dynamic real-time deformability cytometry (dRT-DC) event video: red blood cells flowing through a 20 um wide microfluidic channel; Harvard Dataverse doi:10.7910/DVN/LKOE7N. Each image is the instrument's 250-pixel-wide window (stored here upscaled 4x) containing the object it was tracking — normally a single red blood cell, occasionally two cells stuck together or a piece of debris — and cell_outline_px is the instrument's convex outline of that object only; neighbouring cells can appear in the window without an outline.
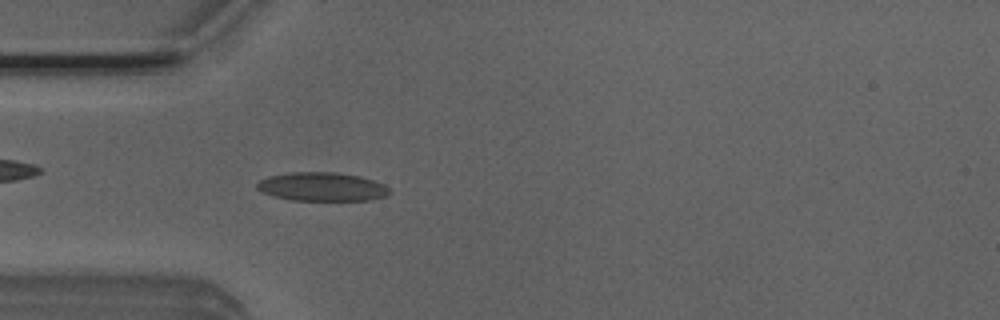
{"species": "Egyptian fruit bat (a non-hibernating species)", "species_latin": "Rousettus aegyptiacus", "temperature_condition": "room temperature", "stored_images_in_passage": 3, "camera_frame_rate_fps": 3000, "um_per_image_px": 0.085, "animal": {"sex": "male"}, "frame": {"image": 1, "passage_image": 3, "time_ms": 0.667, "image_size_px": [1000, 320], "cell_outline_px": [[392, 192], [388, 196], [372, 200], [292, 200], [272, 196], [256, 188], [256, 184], [260, 180], [268, 176], [288, 172], [336, 172], [360, 176], [384, 184]], "centroid_in_image_um": [27.39, 15.87], "position_along_channel_um": 57.6, "area_um2": 22.31}}